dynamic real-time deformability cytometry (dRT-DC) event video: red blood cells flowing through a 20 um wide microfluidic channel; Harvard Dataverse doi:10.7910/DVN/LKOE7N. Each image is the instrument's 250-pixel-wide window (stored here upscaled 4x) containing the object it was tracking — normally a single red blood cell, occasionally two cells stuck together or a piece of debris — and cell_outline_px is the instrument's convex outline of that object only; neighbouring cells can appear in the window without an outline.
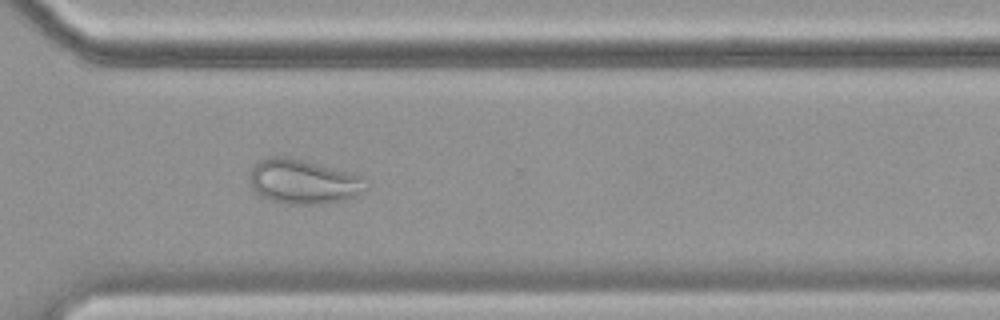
{"species": "common noctule bat (a hibernating species)", "species_latin": "Nyctalus noctula", "temperature_condition": "cold", "stored_images_in_passage": 52, "camera_frame_rate_fps": 3000, "um_per_image_px": 0.085, "animal": {"sex": "female", "body_mass_g": 19.9}, "frame": {"image": 1, "passage_image": 42, "time_ms": 13.667, "image_size_px": [1000, 320], "cell_outline_px": [[368, 188], [356, 196], [340, 200], [320, 204], [288, 204], [256, 196], [248, 184], [248, 176], [252, 168], [260, 160], [272, 156], [284, 156], [364, 176], [368, 180]], "centroid_in_image_um": [25.74, 15.46], "position_along_channel_um": 344.9, "area_um2": 30.35}}
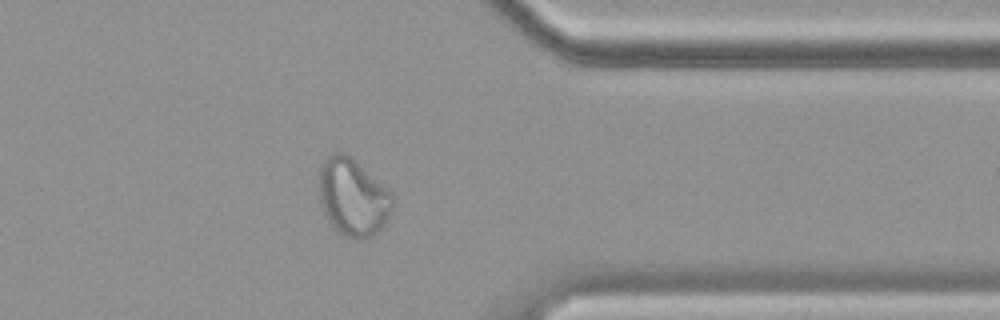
{"frame": {"image": 2, "passage_image": 46, "time_ms": 15.0, "image_size_px": [1000, 320], "cell_outline_px": [[392, 212], [384, 224], [368, 240], [356, 240], [344, 236], [328, 220], [320, 204], [320, 168], [324, 160], [332, 152], [340, 152], [348, 156], [392, 192]], "centroid_in_image_um": [30.01, 16.81], "position_along_channel_um": 381.4, "area_um2": 32.71}}